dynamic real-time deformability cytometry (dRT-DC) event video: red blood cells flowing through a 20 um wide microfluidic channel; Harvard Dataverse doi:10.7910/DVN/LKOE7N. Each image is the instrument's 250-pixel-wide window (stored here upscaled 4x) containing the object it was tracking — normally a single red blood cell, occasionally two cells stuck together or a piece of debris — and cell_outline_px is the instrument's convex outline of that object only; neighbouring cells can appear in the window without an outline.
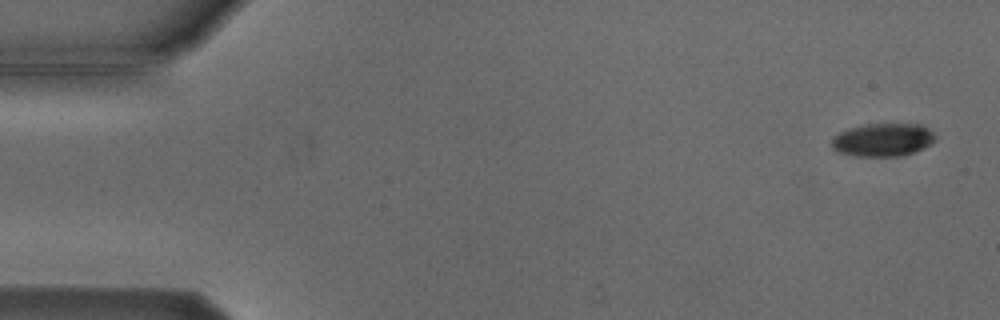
{"species": "Egyptian fruit bat (a non-hibernating species)", "species_latin": "Rousettus aegyptiacus", "temperature_condition": "cold", "stored_images_in_passage": 4, "camera_frame_rate_fps": 3000, "um_per_image_px": 0.085, "animal": {"sex": "male"}, "frame": {"image": 1, "passage_image": 1, "time_ms": 0.0, "image_size_px": [1000, 320], "cell_outline_px": [[936, 140], [932, 144], [904, 156], [856, 156], [836, 152], [832, 148], [832, 136], [848, 128], [868, 124], [924, 124], [936, 136]], "centroid_in_image_um": [75.05, 11.89], "position_along_channel_um": 9.9, "area_um2": 20.23}}
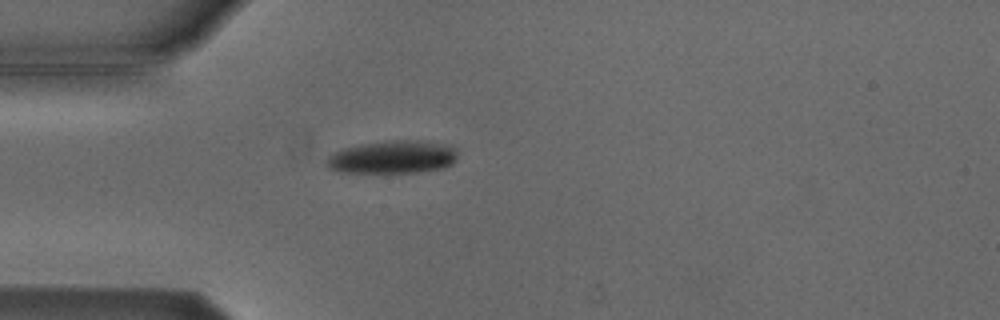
{"frame": {"image": 2, "passage_image": 4, "time_ms": 4.333, "image_size_px": [1000, 320], "cell_outline_px": [[456, 160], [452, 164], [444, 168], [416, 172], [340, 172], [328, 168], [324, 164], [324, 160], [332, 152], [340, 148], [360, 144], [384, 140], [420, 140], [452, 144], [456, 148]], "centroid_in_image_um": [33.35, 13.33], "position_along_channel_um": 51.6, "area_um2": 25.78}}